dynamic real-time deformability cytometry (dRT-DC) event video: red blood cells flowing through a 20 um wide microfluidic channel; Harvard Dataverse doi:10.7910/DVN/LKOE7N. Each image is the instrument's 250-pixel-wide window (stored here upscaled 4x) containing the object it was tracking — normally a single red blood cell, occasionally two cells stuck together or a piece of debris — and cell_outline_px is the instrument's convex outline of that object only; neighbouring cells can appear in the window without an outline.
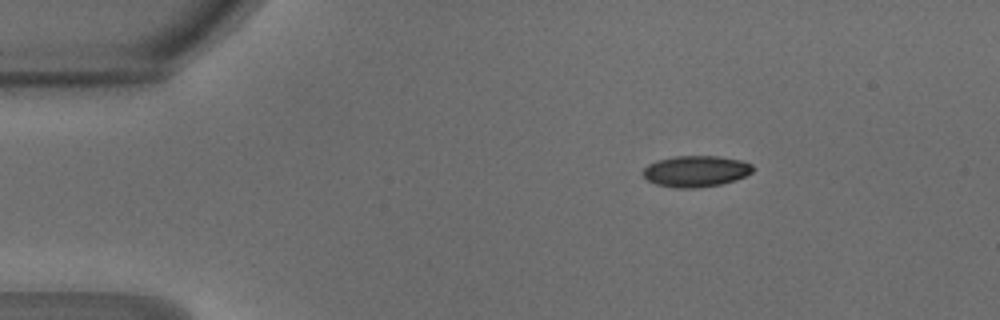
{"species": "common noctule bat (a hibernating species)", "species_latin": "Nyctalus noctula", "temperature_condition": "warm", "stored_images_in_passage": 41, "camera_frame_rate_fps": 3000, "um_per_image_px": 0.085, "animal": {"sex": "male", "body_mass_g": 18.8}, "frame": {"image": 1, "passage_image": 1, "time_ms": 0.0, "image_size_px": [1000, 320], "cell_outline_px": [[756, 168], [752, 172], [736, 180], [720, 184], [696, 188], [676, 188], [656, 184], [648, 180], [644, 176], [644, 168], [648, 164], [656, 160], [676, 156], [716, 156], [740, 160], [752, 164]], "centroid_in_image_um": [59.16, 14.55], "position_along_channel_um": 25.8, "area_um2": 19.94}}
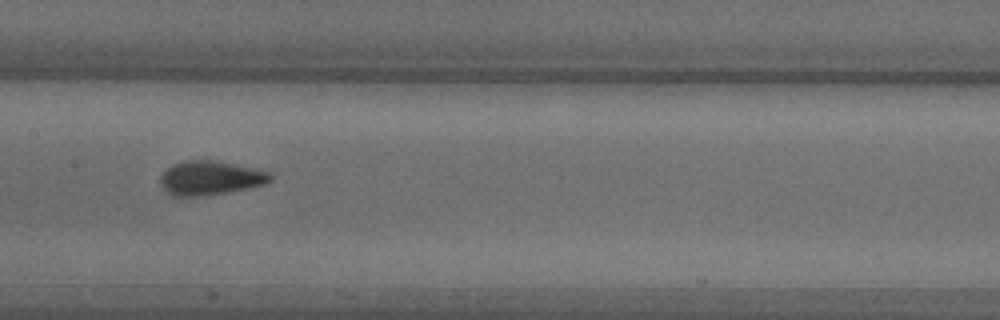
{"frame": {"image": 2, "passage_image": 17, "time_ms": 5.333, "image_size_px": [1000, 320], "cell_outline_px": [[272, 180], [264, 184], [224, 192], [200, 196], [172, 196], [160, 184], [160, 176], [172, 164], [184, 160], [212, 160], [272, 172]], "centroid_in_image_um": [17.85, 15.12], "position_along_channel_um": 189.6, "area_um2": 21.5}}
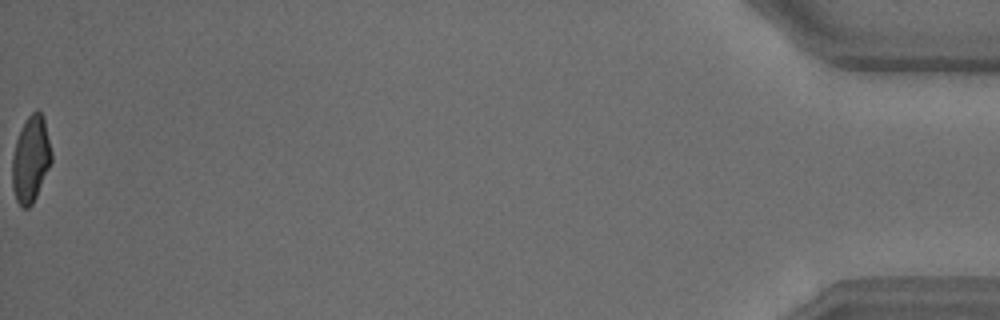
{"frame": {"image": 3, "passage_image": 41, "time_ms": 13.333, "image_size_px": [1000, 320], "cell_outline_px": [[52, 160], [36, 196], [32, 204], [28, 208], [24, 208], [16, 200], [12, 188], [12, 156], [16, 140], [28, 116], [36, 108], [44, 116], [52, 152]], "centroid_in_image_um": [2.62, 13.51], "position_along_channel_um": 432.6, "area_um2": 19.65}, "authors_computed_cell_mechanics": {"area_um2": 20.7502, "velocity_mm_per_s": 4.2854, "shape_relaxation_time_tau1_ms": 3.904, "shape_relaxation_time_tau2_ms": 0.762, "deformation_change_tau1": 0.1434, "deformation_change_tau2": 0.0664}}